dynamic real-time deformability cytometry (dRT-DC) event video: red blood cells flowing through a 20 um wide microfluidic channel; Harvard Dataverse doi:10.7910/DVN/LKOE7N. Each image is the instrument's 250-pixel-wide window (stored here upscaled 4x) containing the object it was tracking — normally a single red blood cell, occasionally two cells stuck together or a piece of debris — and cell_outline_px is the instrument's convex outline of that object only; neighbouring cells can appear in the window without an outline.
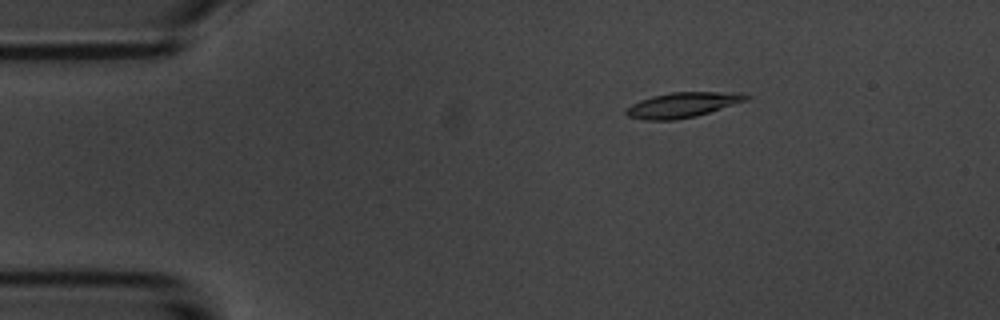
{"species": "common noctule bat (a hibernating species)", "species_latin": "Nyctalus noctula", "temperature_condition": "room temperature", "stored_images_in_passage": 5, "camera_frame_rate_fps": 3000, "um_per_image_px": 0.085, "animal": {"sex": "male", "body_mass_g": 20.1, "forearm_length_mm": 53.5}, "frame": {"image": 1, "passage_image": 3, "time_ms": 2.333, "image_size_px": [1000, 320], "cell_outline_px": [[752, 96], [748, 100], [696, 116], [676, 120], [644, 120], [628, 116], [624, 112], [624, 108], [640, 100], [652, 96], [672, 92], [716, 92]], "centroid_in_image_um": [57.93, 8.93], "position_along_channel_um": 27.1, "area_um2": 17.34}}